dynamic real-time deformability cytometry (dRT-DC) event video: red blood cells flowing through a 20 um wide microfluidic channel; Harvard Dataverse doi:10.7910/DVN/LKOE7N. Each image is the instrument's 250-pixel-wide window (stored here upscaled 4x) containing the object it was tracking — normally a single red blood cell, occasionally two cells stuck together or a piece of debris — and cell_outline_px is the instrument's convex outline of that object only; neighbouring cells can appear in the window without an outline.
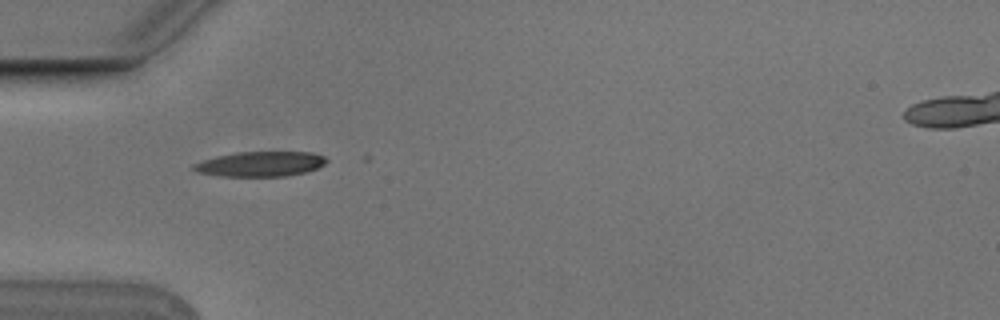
{"species": "Egyptian fruit bat (a non-hibernating species)", "species_latin": "Rousettus aegyptiacus", "temperature_condition": "cold", "stored_images_in_passage": 1, "camera_frame_rate_fps": 3000, "um_per_image_px": 0.085, "animal": {"sex": "male"}, "frame": {"image": 1, "passage_image": 1, "time_ms": 0.0, "image_size_px": [1000, 320], "cell_outline_px": [[328, 160], [324, 164], [316, 168], [304, 172], [284, 176], [220, 176], [196, 172], [192, 168], [192, 164], [216, 156], [236, 152], [312, 152], [324, 156]], "centroid_in_image_um": [22.11, 13.93], "position_along_channel_um": 62.9, "area_um2": 19.25}}